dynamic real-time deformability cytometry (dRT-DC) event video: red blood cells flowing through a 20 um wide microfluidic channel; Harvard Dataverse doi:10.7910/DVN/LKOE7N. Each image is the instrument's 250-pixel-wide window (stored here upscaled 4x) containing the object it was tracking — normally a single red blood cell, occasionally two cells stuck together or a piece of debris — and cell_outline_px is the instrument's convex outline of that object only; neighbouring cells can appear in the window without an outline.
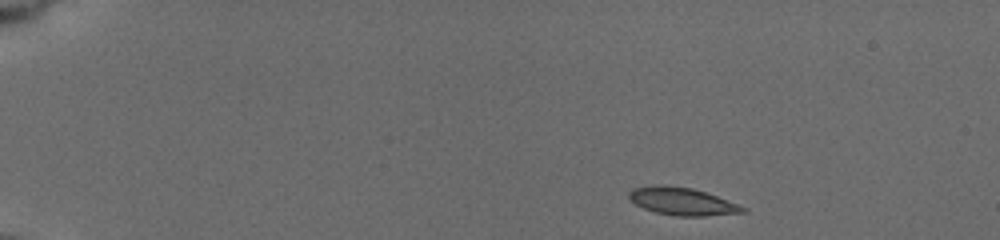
{"species": "common noctule bat (a hibernating species)", "species_latin": "Nyctalus noctula", "temperature_condition": "cold", "stored_images_in_passage": 23, "camera_frame_rate_fps": 3000, "um_per_image_px": 0.085, "animal": {"sex": "female", "body_mass_g": 19.5, "forearm_length_mm": 54.1}, "frame": {"image": 1, "passage_image": 1, "time_ms": 0.0, "image_size_px": [1000, 240], "cell_outline_px": [[748, 212], [704, 216], [676, 216], [656, 212], [644, 208], [636, 204], [628, 196], [628, 192], [632, 188], [656, 184], [660, 184], [692, 188], [716, 196], [748, 208]], "centroid_in_image_um": [57.98, 17.11], "position_along_channel_um": 27.0, "area_um2": 18.26}}